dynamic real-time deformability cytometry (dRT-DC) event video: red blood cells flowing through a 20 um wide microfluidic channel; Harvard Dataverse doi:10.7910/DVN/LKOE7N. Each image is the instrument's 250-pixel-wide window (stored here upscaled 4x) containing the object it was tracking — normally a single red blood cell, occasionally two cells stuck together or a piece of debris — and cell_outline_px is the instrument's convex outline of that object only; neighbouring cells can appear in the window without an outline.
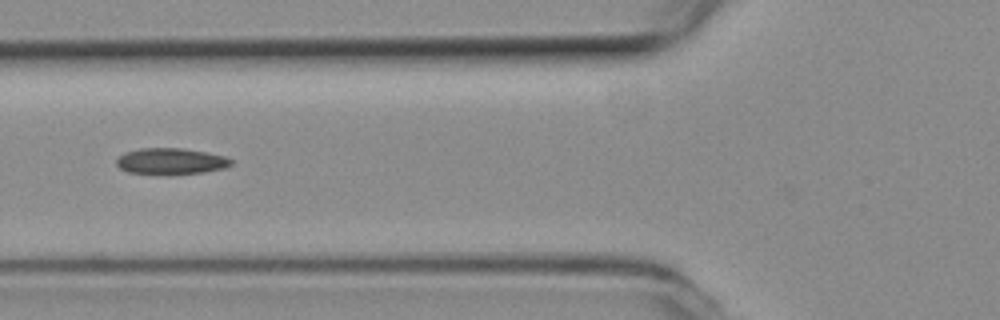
{"species": "common noctule bat (a hibernating species)", "species_latin": "Nyctalus noctula", "temperature_condition": "room temperature", "stored_images_in_passage": 6, "camera_frame_rate_fps": 3000, "um_per_image_px": 0.085, "animal": {"sex": "female", "body_mass_g": 19.3, "forearm_length_mm": 54.1}, "frame": {"image": 1, "passage_image": 6, "time_ms": 1.667, "image_size_px": [1000, 320], "cell_outline_px": [[232, 164], [224, 168], [204, 172], [172, 176], [128, 172], [120, 168], [116, 164], [116, 160], [124, 152], [140, 148], [184, 148], [224, 156], [232, 160]], "centroid_in_image_um": [14.5, 13.73], "position_along_channel_um": 111.3, "area_um2": 17.86}}